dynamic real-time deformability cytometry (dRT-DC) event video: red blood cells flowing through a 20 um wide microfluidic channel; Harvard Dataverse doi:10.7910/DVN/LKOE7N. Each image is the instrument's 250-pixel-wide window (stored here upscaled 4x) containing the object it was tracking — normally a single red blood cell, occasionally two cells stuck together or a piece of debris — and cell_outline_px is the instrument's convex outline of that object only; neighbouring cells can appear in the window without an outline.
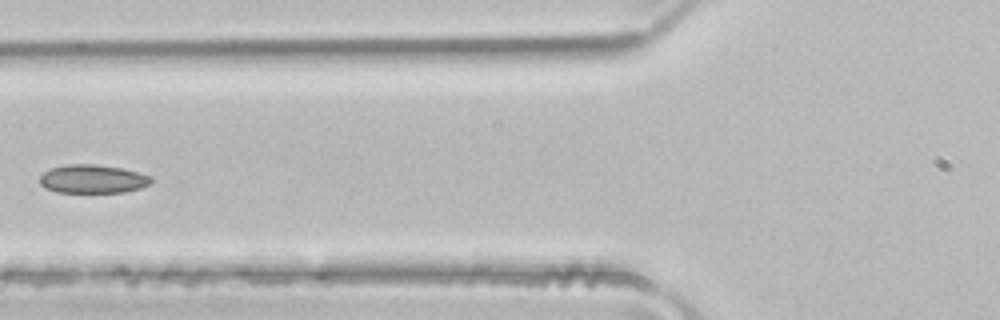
{"species": "common noctule bat (a hibernating species)", "species_latin": "Nyctalus noctula", "temperature_condition": "room temperature", "stored_images_in_passage": 5, "camera_frame_rate_fps": 3000, "um_per_image_px": 0.085, "animal": {"sex": "male", "body_mass_g": 21.5, "forearm_length_mm": 52.0}, "frame": {"image": 1, "passage_image": 4, "time_ms": 1.0, "image_size_px": [1000, 320], "cell_outline_px": [[152, 184], [140, 188], [124, 192], [56, 192], [44, 188], [40, 184], [40, 176], [44, 172], [52, 168], [68, 164], [96, 164], [120, 168], [152, 176]], "centroid_in_image_um": [7.88, 15.22], "position_along_channel_um": 117.9, "area_um2": 18.5}}
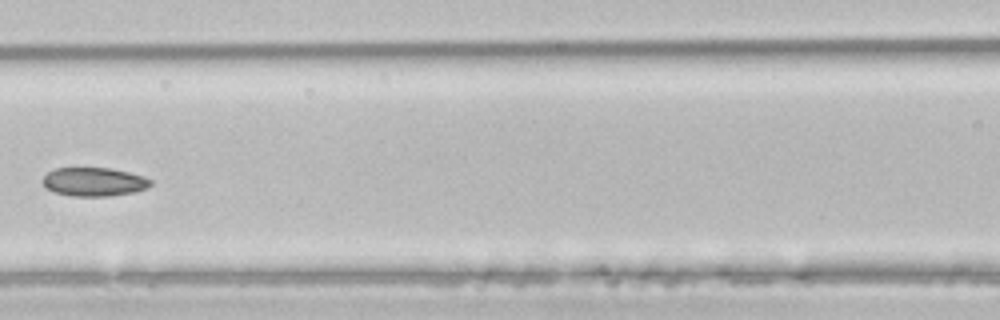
{"frame": {"image": 2, "passage_image": 5, "time_ms": 1.333, "image_size_px": [1000, 320], "cell_outline_px": [[152, 184], [148, 188], [132, 192], [108, 196], [72, 196], [56, 192], [48, 188], [44, 184], [44, 176], [48, 172], [56, 168], [108, 168], [128, 172], [144, 176], [152, 180]], "centroid_in_image_um": [8.03, 15.45], "position_along_channel_um": 158.6, "area_um2": 17.8}}